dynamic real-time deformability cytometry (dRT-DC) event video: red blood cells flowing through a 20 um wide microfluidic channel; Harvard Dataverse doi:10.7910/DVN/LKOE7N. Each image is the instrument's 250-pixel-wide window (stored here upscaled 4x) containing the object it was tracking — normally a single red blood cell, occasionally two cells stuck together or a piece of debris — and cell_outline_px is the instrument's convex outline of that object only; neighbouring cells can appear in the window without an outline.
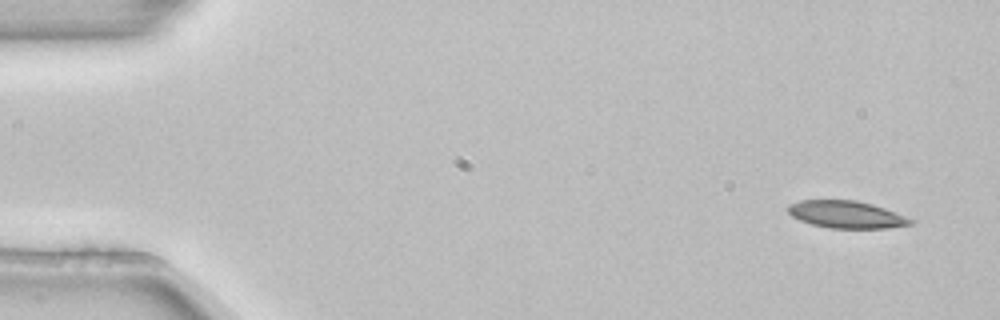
{"species": "common noctule bat (a hibernating species)", "species_latin": "Nyctalus noctula", "temperature_condition": "room temperature", "stored_images_in_passage": 3, "camera_frame_rate_fps": 3000, "um_per_image_px": 0.085, "animal": {"sex": "female", "body_mass_g": 22.7, "forearm_length_mm": 54.2}, "frame": {"image": 1, "passage_image": 1, "time_ms": 0.0, "image_size_px": [1000, 320], "cell_outline_px": [[916, 224], [888, 228], [828, 228], [812, 224], [800, 220], [792, 216], [788, 212], [788, 204], [800, 200], [856, 200], [872, 204], [884, 208], [916, 220]], "centroid_in_image_um": [71.98, 18.23], "position_along_channel_um": 13.0, "area_um2": 19.59}}
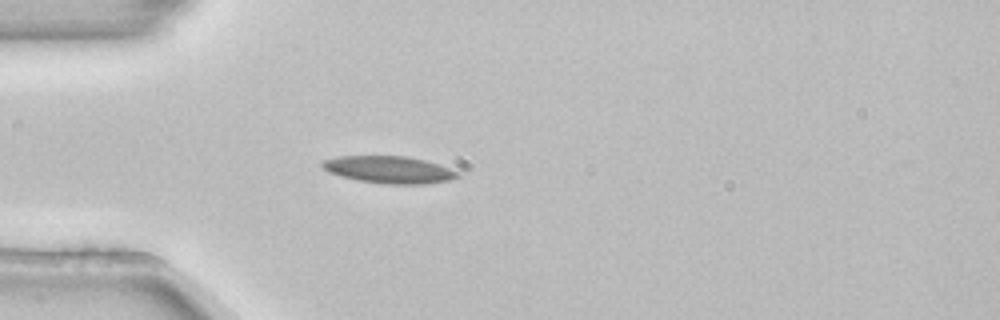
{"frame": {"image": 2, "passage_image": 3, "time_ms": 0.667, "image_size_px": [1000, 320], "cell_outline_px": [[460, 176], [452, 180], [424, 184], [388, 184], [356, 180], [340, 176], [328, 172], [320, 164], [320, 160], [340, 156], [408, 156], [424, 160], [460, 172]], "centroid_in_image_um": [33.05, 14.42], "position_along_channel_um": 52.0, "area_um2": 21.5}}